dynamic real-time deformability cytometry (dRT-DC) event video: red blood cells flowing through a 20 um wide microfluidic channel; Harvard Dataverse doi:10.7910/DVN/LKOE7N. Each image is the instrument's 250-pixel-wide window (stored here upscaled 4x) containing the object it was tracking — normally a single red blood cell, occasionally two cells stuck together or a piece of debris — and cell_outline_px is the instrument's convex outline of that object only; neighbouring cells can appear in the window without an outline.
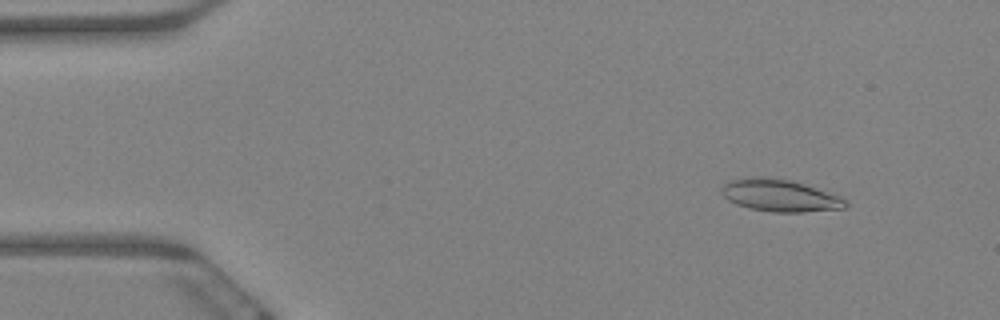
{"species": "Egyptian fruit bat (a non-hibernating species)", "species_latin": "Rousettus aegyptiacus", "temperature_condition": "warm", "stored_images_in_passage": 60, "camera_frame_rate_fps": 3000, "um_per_image_px": 0.085, "animal": {"sex": "female"}, "frame": {"image": 1, "passage_image": 7, "time_ms": 2.0, "image_size_px": [1000, 320], "cell_outline_px": [[848, 208], [804, 212], [772, 212], [752, 208], [736, 204], [728, 200], [720, 192], [720, 188], [728, 180], [752, 176], [760, 176], [792, 180], [840, 196], [848, 204]], "centroid_in_image_um": [66.27, 16.61], "position_along_channel_um": 18.7, "area_um2": 23.35}}
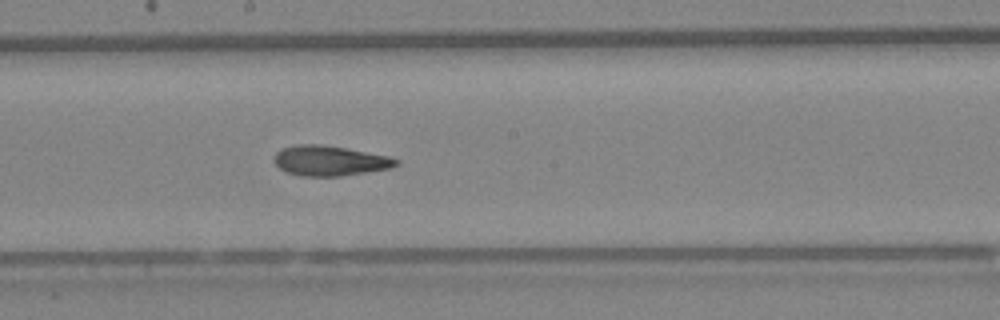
{"frame": {"image": 2, "passage_image": 33, "time_ms": 10.667, "image_size_px": [1000, 320], "cell_outline_px": [[400, 164], [392, 168], [340, 176], [300, 176], [288, 172], [280, 168], [272, 160], [272, 156], [276, 152], [284, 148], [296, 144], [316, 144], [344, 148], [388, 156], [400, 160]], "centroid_in_image_um": [28.02, 13.67], "position_along_channel_um": 220.2, "area_um2": 21.33}}
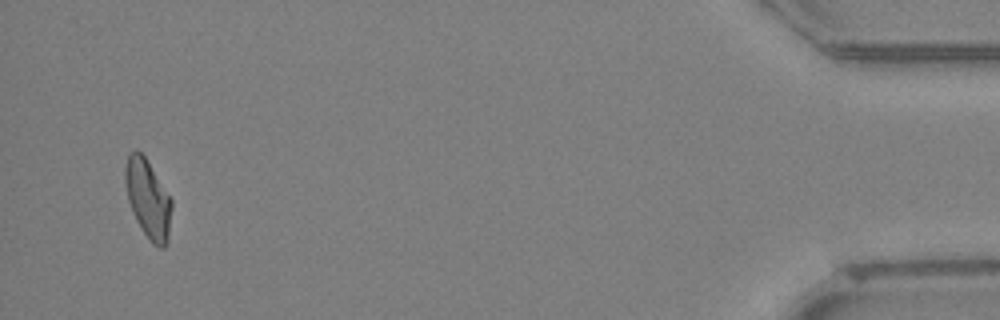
{"frame": {"image": 3, "passage_image": 58, "time_ms": 19.0, "image_size_px": [1000, 320], "cell_outline_px": [[172, 208], [168, 240], [164, 248], [160, 248], [152, 244], [136, 220], [132, 212], [128, 200], [124, 180], [124, 168], [128, 152], [136, 148], [144, 156], [172, 200]], "centroid_in_image_um": [12.56, 16.89], "position_along_channel_um": 422.6, "area_um2": 21.33}, "authors_computed_cell_mechanics": {"area_um2": 21.7039, "velocity_mm_per_s": 3.4206, "shape_relaxation_time_tau1_ms": 9.9725, "shape_relaxation_time_tau2_ms": 5.6342, "deformation_change_tau1": 0.2359, "deformation_change_tau2": 0.1479}}